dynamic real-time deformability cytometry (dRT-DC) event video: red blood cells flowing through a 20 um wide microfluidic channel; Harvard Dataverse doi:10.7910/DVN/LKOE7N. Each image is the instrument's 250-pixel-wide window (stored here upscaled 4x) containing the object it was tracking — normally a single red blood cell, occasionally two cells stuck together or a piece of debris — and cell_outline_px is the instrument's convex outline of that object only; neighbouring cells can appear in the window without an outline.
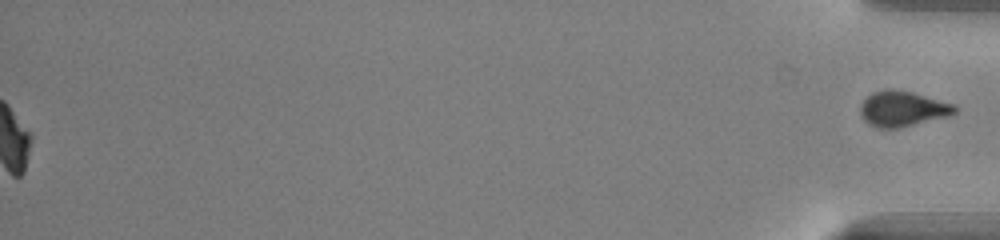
{"species": "common noctule bat (a hibernating species)", "species_latin": "Nyctalus noctula", "temperature_condition": "warm", "stored_images_in_passage": 46, "segment_of_instrument_passage": [2, 2], "camera_frame_rate_fps": 3000, "um_per_image_px": 0.085, "animal": {"sex": "male", "body_mass_g": 13.0, "forearm_length_mm": 53.1}, "frame": {"image": 1, "passage_image": 46, "time_ms": 15.0, "image_size_px": [1000, 240], "cell_outline_px": [[956, 112], [948, 116], [900, 128], [876, 128], [868, 124], [864, 120], [860, 112], [860, 104], [872, 92], [912, 92], [956, 104]], "centroid_in_image_um": [76.74, 9.29], "position_along_channel_um": 358.5, "area_um2": 19.02}}